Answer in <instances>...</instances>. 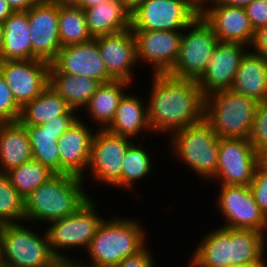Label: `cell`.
I'll return each instance as SVG.
<instances>
[{
    "label": "cell",
    "instance_id": "cell-25",
    "mask_svg": "<svg viewBox=\"0 0 267 267\" xmlns=\"http://www.w3.org/2000/svg\"><path fill=\"white\" fill-rule=\"evenodd\" d=\"M189 267H224L232 265L231 228L216 227L201 237Z\"/></svg>",
    "mask_w": 267,
    "mask_h": 267
},
{
    "label": "cell",
    "instance_id": "cell-13",
    "mask_svg": "<svg viewBox=\"0 0 267 267\" xmlns=\"http://www.w3.org/2000/svg\"><path fill=\"white\" fill-rule=\"evenodd\" d=\"M50 63L40 59L0 61V73L22 107L49 86Z\"/></svg>",
    "mask_w": 267,
    "mask_h": 267
},
{
    "label": "cell",
    "instance_id": "cell-46",
    "mask_svg": "<svg viewBox=\"0 0 267 267\" xmlns=\"http://www.w3.org/2000/svg\"><path fill=\"white\" fill-rule=\"evenodd\" d=\"M58 6L79 7L82 0H50Z\"/></svg>",
    "mask_w": 267,
    "mask_h": 267
},
{
    "label": "cell",
    "instance_id": "cell-15",
    "mask_svg": "<svg viewBox=\"0 0 267 267\" xmlns=\"http://www.w3.org/2000/svg\"><path fill=\"white\" fill-rule=\"evenodd\" d=\"M199 15L211 27L219 41L251 46L255 31L245 8L210 0L199 9Z\"/></svg>",
    "mask_w": 267,
    "mask_h": 267
},
{
    "label": "cell",
    "instance_id": "cell-20",
    "mask_svg": "<svg viewBox=\"0 0 267 267\" xmlns=\"http://www.w3.org/2000/svg\"><path fill=\"white\" fill-rule=\"evenodd\" d=\"M79 118V115H60L35 126H25L31 144L32 156L55 174H60L58 139Z\"/></svg>",
    "mask_w": 267,
    "mask_h": 267
},
{
    "label": "cell",
    "instance_id": "cell-17",
    "mask_svg": "<svg viewBox=\"0 0 267 267\" xmlns=\"http://www.w3.org/2000/svg\"><path fill=\"white\" fill-rule=\"evenodd\" d=\"M93 39L97 42L108 74L114 80H123L133 85L137 79L134 70L138 61L132 28Z\"/></svg>",
    "mask_w": 267,
    "mask_h": 267
},
{
    "label": "cell",
    "instance_id": "cell-47",
    "mask_svg": "<svg viewBox=\"0 0 267 267\" xmlns=\"http://www.w3.org/2000/svg\"><path fill=\"white\" fill-rule=\"evenodd\" d=\"M106 1H110V0H82L79 7L82 10H85V9L97 6L98 4L106 2Z\"/></svg>",
    "mask_w": 267,
    "mask_h": 267
},
{
    "label": "cell",
    "instance_id": "cell-23",
    "mask_svg": "<svg viewBox=\"0 0 267 267\" xmlns=\"http://www.w3.org/2000/svg\"><path fill=\"white\" fill-rule=\"evenodd\" d=\"M230 90L257 102L267 99V60L249 48L241 59Z\"/></svg>",
    "mask_w": 267,
    "mask_h": 267
},
{
    "label": "cell",
    "instance_id": "cell-37",
    "mask_svg": "<svg viewBox=\"0 0 267 267\" xmlns=\"http://www.w3.org/2000/svg\"><path fill=\"white\" fill-rule=\"evenodd\" d=\"M21 106L0 73V123L18 122Z\"/></svg>",
    "mask_w": 267,
    "mask_h": 267
},
{
    "label": "cell",
    "instance_id": "cell-51",
    "mask_svg": "<svg viewBox=\"0 0 267 267\" xmlns=\"http://www.w3.org/2000/svg\"><path fill=\"white\" fill-rule=\"evenodd\" d=\"M3 39H4V27H3V22H0V54L3 46Z\"/></svg>",
    "mask_w": 267,
    "mask_h": 267
},
{
    "label": "cell",
    "instance_id": "cell-33",
    "mask_svg": "<svg viewBox=\"0 0 267 267\" xmlns=\"http://www.w3.org/2000/svg\"><path fill=\"white\" fill-rule=\"evenodd\" d=\"M143 145L134 142L125 154L121 175L122 190L135 189L137 181L145 180L153 172L152 155Z\"/></svg>",
    "mask_w": 267,
    "mask_h": 267
},
{
    "label": "cell",
    "instance_id": "cell-50",
    "mask_svg": "<svg viewBox=\"0 0 267 267\" xmlns=\"http://www.w3.org/2000/svg\"><path fill=\"white\" fill-rule=\"evenodd\" d=\"M266 255L267 254H265L261 259L255 261L253 263H250L245 267H267V258H266L267 256Z\"/></svg>",
    "mask_w": 267,
    "mask_h": 267
},
{
    "label": "cell",
    "instance_id": "cell-31",
    "mask_svg": "<svg viewBox=\"0 0 267 267\" xmlns=\"http://www.w3.org/2000/svg\"><path fill=\"white\" fill-rule=\"evenodd\" d=\"M267 253V233L251 229L231 228V260L236 266L245 267Z\"/></svg>",
    "mask_w": 267,
    "mask_h": 267
},
{
    "label": "cell",
    "instance_id": "cell-49",
    "mask_svg": "<svg viewBox=\"0 0 267 267\" xmlns=\"http://www.w3.org/2000/svg\"><path fill=\"white\" fill-rule=\"evenodd\" d=\"M258 163L267 169V146L258 152Z\"/></svg>",
    "mask_w": 267,
    "mask_h": 267
},
{
    "label": "cell",
    "instance_id": "cell-39",
    "mask_svg": "<svg viewBox=\"0 0 267 267\" xmlns=\"http://www.w3.org/2000/svg\"><path fill=\"white\" fill-rule=\"evenodd\" d=\"M254 31L267 25V0H255L245 7Z\"/></svg>",
    "mask_w": 267,
    "mask_h": 267
},
{
    "label": "cell",
    "instance_id": "cell-29",
    "mask_svg": "<svg viewBox=\"0 0 267 267\" xmlns=\"http://www.w3.org/2000/svg\"><path fill=\"white\" fill-rule=\"evenodd\" d=\"M0 61L32 59L28 11L13 12L4 22Z\"/></svg>",
    "mask_w": 267,
    "mask_h": 267
},
{
    "label": "cell",
    "instance_id": "cell-30",
    "mask_svg": "<svg viewBox=\"0 0 267 267\" xmlns=\"http://www.w3.org/2000/svg\"><path fill=\"white\" fill-rule=\"evenodd\" d=\"M60 115L79 114L71 109L52 87L48 86L40 95L21 107L18 122L23 126H35L49 119H58Z\"/></svg>",
    "mask_w": 267,
    "mask_h": 267
},
{
    "label": "cell",
    "instance_id": "cell-24",
    "mask_svg": "<svg viewBox=\"0 0 267 267\" xmlns=\"http://www.w3.org/2000/svg\"><path fill=\"white\" fill-rule=\"evenodd\" d=\"M92 36L115 34L131 28V12L120 0H110L84 10Z\"/></svg>",
    "mask_w": 267,
    "mask_h": 267
},
{
    "label": "cell",
    "instance_id": "cell-32",
    "mask_svg": "<svg viewBox=\"0 0 267 267\" xmlns=\"http://www.w3.org/2000/svg\"><path fill=\"white\" fill-rule=\"evenodd\" d=\"M58 32L61 47L91 41L84 10L80 7L59 6Z\"/></svg>",
    "mask_w": 267,
    "mask_h": 267
},
{
    "label": "cell",
    "instance_id": "cell-41",
    "mask_svg": "<svg viewBox=\"0 0 267 267\" xmlns=\"http://www.w3.org/2000/svg\"><path fill=\"white\" fill-rule=\"evenodd\" d=\"M249 48L267 60V25L255 31L254 39Z\"/></svg>",
    "mask_w": 267,
    "mask_h": 267
},
{
    "label": "cell",
    "instance_id": "cell-27",
    "mask_svg": "<svg viewBox=\"0 0 267 267\" xmlns=\"http://www.w3.org/2000/svg\"><path fill=\"white\" fill-rule=\"evenodd\" d=\"M131 83L113 80L100 84L83 109L90 122L97 124V130H105L112 122L117 106L124 94L129 91ZM92 119V120H91Z\"/></svg>",
    "mask_w": 267,
    "mask_h": 267
},
{
    "label": "cell",
    "instance_id": "cell-8",
    "mask_svg": "<svg viewBox=\"0 0 267 267\" xmlns=\"http://www.w3.org/2000/svg\"><path fill=\"white\" fill-rule=\"evenodd\" d=\"M133 143L131 138L96 129L85 171L79 178L85 181L86 173H90L97 184L121 188L123 159Z\"/></svg>",
    "mask_w": 267,
    "mask_h": 267
},
{
    "label": "cell",
    "instance_id": "cell-10",
    "mask_svg": "<svg viewBox=\"0 0 267 267\" xmlns=\"http://www.w3.org/2000/svg\"><path fill=\"white\" fill-rule=\"evenodd\" d=\"M199 8L190 0H145L131 12L133 31H183Z\"/></svg>",
    "mask_w": 267,
    "mask_h": 267
},
{
    "label": "cell",
    "instance_id": "cell-11",
    "mask_svg": "<svg viewBox=\"0 0 267 267\" xmlns=\"http://www.w3.org/2000/svg\"><path fill=\"white\" fill-rule=\"evenodd\" d=\"M258 164V153L249 139L219 138L217 171L210 181L220 185L249 186Z\"/></svg>",
    "mask_w": 267,
    "mask_h": 267
},
{
    "label": "cell",
    "instance_id": "cell-40",
    "mask_svg": "<svg viewBox=\"0 0 267 267\" xmlns=\"http://www.w3.org/2000/svg\"><path fill=\"white\" fill-rule=\"evenodd\" d=\"M148 244L139 252L120 261L114 267H155V256L148 249Z\"/></svg>",
    "mask_w": 267,
    "mask_h": 267
},
{
    "label": "cell",
    "instance_id": "cell-48",
    "mask_svg": "<svg viewBox=\"0 0 267 267\" xmlns=\"http://www.w3.org/2000/svg\"><path fill=\"white\" fill-rule=\"evenodd\" d=\"M125 7L132 12L133 10H135L142 2H144L145 0H120Z\"/></svg>",
    "mask_w": 267,
    "mask_h": 267
},
{
    "label": "cell",
    "instance_id": "cell-22",
    "mask_svg": "<svg viewBox=\"0 0 267 267\" xmlns=\"http://www.w3.org/2000/svg\"><path fill=\"white\" fill-rule=\"evenodd\" d=\"M105 130L118 136L131 138L134 141L144 131L151 134L147 102H144L141 96L125 93L117 106L112 122Z\"/></svg>",
    "mask_w": 267,
    "mask_h": 267
},
{
    "label": "cell",
    "instance_id": "cell-42",
    "mask_svg": "<svg viewBox=\"0 0 267 267\" xmlns=\"http://www.w3.org/2000/svg\"><path fill=\"white\" fill-rule=\"evenodd\" d=\"M47 267H88V265L79 259L72 257H56Z\"/></svg>",
    "mask_w": 267,
    "mask_h": 267
},
{
    "label": "cell",
    "instance_id": "cell-26",
    "mask_svg": "<svg viewBox=\"0 0 267 267\" xmlns=\"http://www.w3.org/2000/svg\"><path fill=\"white\" fill-rule=\"evenodd\" d=\"M32 159L25 126L19 122L0 123V173H7Z\"/></svg>",
    "mask_w": 267,
    "mask_h": 267
},
{
    "label": "cell",
    "instance_id": "cell-34",
    "mask_svg": "<svg viewBox=\"0 0 267 267\" xmlns=\"http://www.w3.org/2000/svg\"><path fill=\"white\" fill-rule=\"evenodd\" d=\"M24 200L55 173L37 160H30L6 173Z\"/></svg>",
    "mask_w": 267,
    "mask_h": 267
},
{
    "label": "cell",
    "instance_id": "cell-36",
    "mask_svg": "<svg viewBox=\"0 0 267 267\" xmlns=\"http://www.w3.org/2000/svg\"><path fill=\"white\" fill-rule=\"evenodd\" d=\"M248 139L257 153L267 146V99L257 104Z\"/></svg>",
    "mask_w": 267,
    "mask_h": 267
},
{
    "label": "cell",
    "instance_id": "cell-3",
    "mask_svg": "<svg viewBox=\"0 0 267 267\" xmlns=\"http://www.w3.org/2000/svg\"><path fill=\"white\" fill-rule=\"evenodd\" d=\"M106 218L85 251L90 259L85 262L88 267H114L148 244V235L140 220L123 216Z\"/></svg>",
    "mask_w": 267,
    "mask_h": 267
},
{
    "label": "cell",
    "instance_id": "cell-35",
    "mask_svg": "<svg viewBox=\"0 0 267 267\" xmlns=\"http://www.w3.org/2000/svg\"><path fill=\"white\" fill-rule=\"evenodd\" d=\"M24 201L8 175L0 173V225L23 222Z\"/></svg>",
    "mask_w": 267,
    "mask_h": 267
},
{
    "label": "cell",
    "instance_id": "cell-4",
    "mask_svg": "<svg viewBox=\"0 0 267 267\" xmlns=\"http://www.w3.org/2000/svg\"><path fill=\"white\" fill-rule=\"evenodd\" d=\"M170 155L179 159L202 180H211L217 171L219 137L203 118L200 122L170 135ZM172 152V153H171Z\"/></svg>",
    "mask_w": 267,
    "mask_h": 267
},
{
    "label": "cell",
    "instance_id": "cell-16",
    "mask_svg": "<svg viewBox=\"0 0 267 267\" xmlns=\"http://www.w3.org/2000/svg\"><path fill=\"white\" fill-rule=\"evenodd\" d=\"M138 64H149L152 74H167L175 64L183 31H133ZM142 63H141V62Z\"/></svg>",
    "mask_w": 267,
    "mask_h": 267
},
{
    "label": "cell",
    "instance_id": "cell-19",
    "mask_svg": "<svg viewBox=\"0 0 267 267\" xmlns=\"http://www.w3.org/2000/svg\"><path fill=\"white\" fill-rule=\"evenodd\" d=\"M51 64L61 73L90 77L100 84L114 80L106 70L94 39L62 47Z\"/></svg>",
    "mask_w": 267,
    "mask_h": 267
},
{
    "label": "cell",
    "instance_id": "cell-1",
    "mask_svg": "<svg viewBox=\"0 0 267 267\" xmlns=\"http://www.w3.org/2000/svg\"><path fill=\"white\" fill-rule=\"evenodd\" d=\"M148 121L152 132L170 136L204 118V100L197 80L152 74ZM161 133V134H160Z\"/></svg>",
    "mask_w": 267,
    "mask_h": 267
},
{
    "label": "cell",
    "instance_id": "cell-2",
    "mask_svg": "<svg viewBox=\"0 0 267 267\" xmlns=\"http://www.w3.org/2000/svg\"><path fill=\"white\" fill-rule=\"evenodd\" d=\"M84 184L78 176L54 174L25 199L24 222L48 225L74 214L92 197Z\"/></svg>",
    "mask_w": 267,
    "mask_h": 267
},
{
    "label": "cell",
    "instance_id": "cell-6",
    "mask_svg": "<svg viewBox=\"0 0 267 267\" xmlns=\"http://www.w3.org/2000/svg\"><path fill=\"white\" fill-rule=\"evenodd\" d=\"M25 225L26 222L0 225L1 266L47 267L56 258L51 252L46 230L42 235L32 226Z\"/></svg>",
    "mask_w": 267,
    "mask_h": 267
},
{
    "label": "cell",
    "instance_id": "cell-14",
    "mask_svg": "<svg viewBox=\"0 0 267 267\" xmlns=\"http://www.w3.org/2000/svg\"><path fill=\"white\" fill-rule=\"evenodd\" d=\"M59 6L50 0H40L28 10L32 59L51 63L62 48L58 32Z\"/></svg>",
    "mask_w": 267,
    "mask_h": 267
},
{
    "label": "cell",
    "instance_id": "cell-44",
    "mask_svg": "<svg viewBox=\"0 0 267 267\" xmlns=\"http://www.w3.org/2000/svg\"><path fill=\"white\" fill-rule=\"evenodd\" d=\"M13 12V9L5 0H0V22H4Z\"/></svg>",
    "mask_w": 267,
    "mask_h": 267
},
{
    "label": "cell",
    "instance_id": "cell-21",
    "mask_svg": "<svg viewBox=\"0 0 267 267\" xmlns=\"http://www.w3.org/2000/svg\"><path fill=\"white\" fill-rule=\"evenodd\" d=\"M95 132L96 130L80 117L60 136L57 142L60 174L80 177L84 173Z\"/></svg>",
    "mask_w": 267,
    "mask_h": 267
},
{
    "label": "cell",
    "instance_id": "cell-45",
    "mask_svg": "<svg viewBox=\"0 0 267 267\" xmlns=\"http://www.w3.org/2000/svg\"><path fill=\"white\" fill-rule=\"evenodd\" d=\"M218 3H222L233 7H243L245 8L248 4L255 0H216Z\"/></svg>",
    "mask_w": 267,
    "mask_h": 267
},
{
    "label": "cell",
    "instance_id": "cell-18",
    "mask_svg": "<svg viewBox=\"0 0 267 267\" xmlns=\"http://www.w3.org/2000/svg\"><path fill=\"white\" fill-rule=\"evenodd\" d=\"M247 48V45L241 43L218 42L205 72L197 80L204 97L220 90L231 89Z\"/></svg>",
    "mask_w": 267,
    "mask_h": 267
},
{
    "label": "cell",
    "instance_id": "cell-52",
    "mask_svg": "<svg viewBox=\"0 0 267 267\" xmlns=\"http://www.w3.org/2000/svg\"><path fill=\"white\" fill-rule=\"evenodd\" d=\"M196 7L199 9L205 4L208 3L210 0H190Z\"/></svg>",
    "mask_w": 267,
    "mask_h": 267
},
{
    "label": "cell",
    "instance_id": "cell-7",
    "mask_svg": "<svg viewBox=\"0 0 267 267\" xmlns=\"http://www.w3.org/2000/svg\"><path fill=\"white\" fill-rule=\"evenodd\" d=\"M98 204L91 198L77 212L70 216L49 222L46 233L51 252L55 257H71L64 253L76 249L87 250L100 224L105 219L100 216ZM102 217V218H101ZM67 250V251H66Z\"/></svg>",
    "mask_w": 267,
    "mask_h": 267
},
{
    "label": "cell",
    "instance_id": "cell-43",
    "mask_svg": "<svg viewBox=\"0 0 267 267\" xmlns=\"http://www.w3.org/2000/svg\"><path fill=\"white\" fill-rule=\"evenodd\" d=\"M14 12L28 11L40 0H5Z\"/></svg>",
    "mask_w": 267,
    "mask_h": 267
},
{
    "label": "cell",
    "instance_id": "cell-5",
    "mask_svg": "<svg viewBox=\"0 0 267 267\" xmlns=\"http://www.w3.org/2000/svg\"><path fill=\"white\" fill-rule=\"evenodd\" d=\"M258 102L231 90L209 94L204 100V119L219 138L248 139Z\"/></svg>",
    "mask_w": 267,
    "mask_h": 267
},
{
    "label": "cell",
    "instance_id": "cell-38",
    "mask_svg": "<svg viewBox=\"0 0 267 267\" xmlns=\"http://www.w3.org/2000/svg\"><path fill=\"white\" fill-rule=\"evenodd\" d=\"M250 190L261 212L267 218V169L260 166L256 167L254 177L250 182Z\"/></svg>",
    "mask_w": 267,
    "mask_h": 267
},
{
    "label": "cell",
    "instance_id": "cell-12",
    "mask_svg": "<svg viewBox=\"0 0 267 267\" xmlns=\"http://www.w3.org/2000/svg\"><path fill=\"white\" fill-rule=\"evenodd\" d=\"M216 202L225 218L223 228L251 229L267 233V218L261 212L249 186L220 185Z\"/></svg>",
    "mask_w": 267,
    "mask_h": 267
},
{
    "label": "cell",
    "instance_id": "cell-28",
    "mask_svg": "<svg viewBox=\"0 0 267 267\" xmlns=\"http://www.w3.org/2000/svg\"><path fill=\"white\" fill-rule=\"evenodd\" d=\"M99 85L98 81L90 77L61 73L50 63L49 86L77 112L86 107Z\"/></svg>",
    "mask_w": 267,
    "mask_h": 267
},
{
    "label": "cell",
    "instance_id": "cell-9",
    "mask_svg": "<svg viewBox=\"0 0 267 267\" xmlns=\"http://www.w3.org/2000/svg\"><path fill=\"white\" fill-rule=\"evenodd\" d=\"M219 40L199 15L184 30L178 58L167 73L176 78L198 80L205 72Z\"/></svg>",
    "mask_w": 267,
    "mask_h": 267
},
{
    "label": "cell",
    "instance_id": "cell-53",
    "mask_svg": "<svg viewBox=\"0 0 267 267\" xmlns=\"http://www.w3.org/2000/svg\"><path fill=\"white\" fill-rule=\"evenodd\" d=\"M224 267H242V266H236V265H227V266H224Z\"/></svg>",
    "mask_w": 267,
    "mask_h": 267
}]
</instances>
